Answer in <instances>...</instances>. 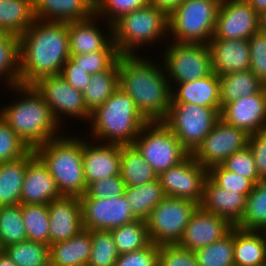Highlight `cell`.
Instances as JSON below:
<instances>
[{"label":"cell","mask_w":266,"mask_h":266,"mask_svg":"<svg viewBox=\"0 0 266 266\" xmlns=\"http://www.w3.org/2000/svg\"><path fill=\"white\" fill-rule=\"evenodd\" d=\"M110 232L119 255L140 250L151 243L146 221L143 220L122 225Z\"/></svg>","instance_id":"8d00e7d4"},{"label":"cell","mask_w":266,"mask_h":266,"mask_svg":"<svg viewBox=\"0 0 266 266\" xmlns=\"http://www.w3.org/2000/svg\"><path fill=\"white\" fill-rule=\"evenodd\" d=\"M158 266H198L194 252L178 244L159 245Z\"/></svg>","instance_id":"681fc988"},{"label":"cell","mask_w":266,"mask_h":266,"mask_svg":"<svg viewBox=\"0 0 266 266\" xmlns=\"http://www.w3.org/2000/svg\"><path fill=\"white\" fill-rule=\"evenodd\" d=\"M260 29V15L247 0H221L211 40H249Z\"/></svg>","instance_id":"2e32d148"},{"label":"cell","mask_w":266,"mask_h":266,"mask_svg":"<svg viewBox=\"0 0 266 266\" xmlns=\"http://www.w3.org/2000/svg\"><path fill=\"white\" fill-rule=\"evenodd\" d=\"M60 76L74 89L83 93L92 75L70 57L63 65Z\"/></svg>","instance_id":"db71d44e"},{"label":"cell","mask_w":266,"mask_h":266,"mask_svg":"<svg viewBox=\"0 0 266 266\" xmlns=\"http://www.w3.org/2000/svg\"><path fill=\"white\" fill-rule=\"evenodd\" d=\"M124 195L134 217L143 221L147 220L152 209L166 197L158 179L140 186L125 188Z\"/></svg>","instance_id":"836d02e7"},{"label":"cell","mask_w":266,"mask_h":266,"mask_svg":"<svg viewBox=\"0 0 266 266\" xmlns=\"http://www.w3.org/2000/svg\"><path fill=\"white\" fill-rule=\"evenodd\" d=\"M207 176L208 169L189 154L178 165L160 174L158 180L165 196L188 199L200 205Z\"/></svg>","instance_id":"5bb4252c"},{"label":"cell","mask_w":266,"mask_h":266,"mask_svg":"<svg viewBox=\"0 0 266 266\" xmlns=\"http://www.w3.org/2000/svg\"><path fill=\"white\" fill-rule=\"evenodd\" d=\"M62 197L47 166L35 155L27 164L21 194V204H49Z\"/></svg>","instance_id":"7402d4cb"},{"label":"cell","mask_w":266,"mask_h":266,"mask_svg":"<svg viewBox=\"0 0 266 266\" xmlns=\"http://www.w3.org/2000/svg\"><path fill=\"white\" fill-rule=\"evenodd\" d=\"M119 58L107 69L91 76L88 86L83 91V101L91 113L104 104L119 88Z\"/></svg>","instance_id":"f546056e"},{"label":"cell","mask_w":266,"mask_h":266,"mask_svg":"<svg viewBox=\"0 0 266 266\" xmlns=\"http://www.w3.org/2000/svg\"><path fill=\"white\" fill-rule=\"evenodd\" d=\"M82 223L85 230H107L132 223L137 219L132 214L125 195L109 199L80 197Z\"/></svg>","instance_id":"9a60e30c"},{"label":"cell","mask_w":266,"mask_h":266,"mask_svg":"<svg viewBox=\"0 0 266 266\" xmlns=\"http://www.w3.org/2000/svg\"><path fill=\"white\" fill-rule=\"evenodd\" d=\"M208 176L220 187L248 196L255 184L248 178L226 170L221 164L208 169Z\"/></svg>","instance_id":"f6af8a7d"},{"label":"cell","mask_w":266,"mask_h":266,"mask_svg":"<svg viewBox=\"0 0 266 266\" xmlns=\"http://www.w3.org/2000/svg\"><path fill=\"white\" fill-rule=\"evenodd\" d=\"M260 29L266 33V11L260 15Z\"/></svg>","instance_id":"680465c9"},{"label":"cell","mask_w":266,"mask_h":266,"mask_svg":"<svg viewBox=\"0 0 266 266\" xmlns=\"http://www.w3.org/2000/svg\"><path fill=\"white\" fill-rule=\"evenodd\" d=\"M159 245L150 243L148 246L119 255L115 266H158Z\"/></svg>","instance_id":"816d5d0a"},{"label":"cell","mask_w":266,"mask_h":266,"mask_svg":"<svg viewBox=\"0 0 266 266\" xmlns=\"http://www.w3.org/2000/svg\"><path fill=\"white\" fill-rule=\"evenodd\" d=\"M97 20L100 22L101 18L94 13L85 20L67 22L70 55L118 51L113 42L112 27H109L107 34H104V29L100 30V26L96 24Z\"/></svg>","instance_id":"ffe728a7"},{"label":"cell","mask_w":266,"mask_h":266,"mask_svg":"<svg viewBox=\"0 0 266 266\" xmlns=\"http://www.w3.org/2000/svg\"><path fill=\"white\" fill-rule=\"evenodd\" d=\"M16 266H50V245L25 240L3 249Z\"/></svg>","instance_id":"74e56055"},{"label":"cell","mask_w":266,"mask_h":266,"mask_svg":"<svg viewBox=\"0 0 266 266\" xmlns=\"http://www.w3.org/2000/svg\"><path fill=\"white\" fill-rule=\"evenodd\" d=\"M92 249L87 266H115L119 257L110 231L92 230Z\"/></svg>","instance_id":"b9f144b4"},{"label":"cell","mask_w":266,"mask_h":266,"mask_svg":"<svg viewBox=\"0 0 266 266\" xmlns=\"http://www.w3.org/2000/svg\"><path fill=\"white\" fill-rule=\"evenodd\" d=\"M147 122L129 95L118 88L104 104L91 112L89 130L91 139H97V142L133 145Z\"/></svg>","instance_id":"277c9868"},{"label":"cell","mask_w":266,"mask_h":266,"mask_svg":"<svg viewBox=\"0 0 266 266\" xmlns=\"http://www.w3.org/2000/svg\"><path fill=\"white\" fill-rule=\"evenodd\" d=\"M250 70L266 84V33L259 29L249 40Z\"/></svg>","instance_id":"7dc6e473"},{"label":"cell","mask_w":266,"mask_h":266,"mask_svg":"<svg viewBox=\"0 0 266 266\" xmlns=\"http://www.w3.org/2000/svg\"><path fill=\"white\" fill-rule=\"evenodd\" d=\"M233 258L235 266H265L266 243L261 234L234 226Z\"/></svg>","instance_id":"f1b7e54d"},{"label":"cell","mask_w":266,"mask_h":266,"mask_svg":"<svg viewBox=\"0 0 266 266\" xmlns=\"http://www.w3.org/2000/svg\"><path fill=\"white\" fill-rule=\"evenodd\" d=\"M35 155V151L31 150L24 157L0 163V206L21 204L27 164Z\"/></svg>","instance_id":"83f0119b"},{"label":"cell","mask_w":266,"mask_h":266,"mask_svg":"<svg viewBox=\"0 0 266 266\" xmlns=\"http://www.w3.org/2000/svg\"><path fill=\"white\" fill-rule=\"evenodd\" d=\"M31 150L0 116V163L24 157Z\"/></svg>","instance_id":"ee69618b"},{"label":"cell","mask_w":266,"mask_h":266,"mask_svg":"<svg viewBox=\"0 0 266 266\" xmlns=\"http://www.w3.org/2000/svg\"><path fill=\"white\" fill-rule=\"evenodd\" d=\"M149 5V0H97L95 14L106 21L108 28L122 15Z\"/></svg>","instance_id":"7bdbcfd3"},{"label":"cell","mask_w":266,"mask_h":266,"mask_svg":"<svg viewBox=\"0 0 266 266\" xmlns=\"http://www.w3.org/2000/svg\"><path fill=\"white\" fill-rule=\"evenodd\" d=\"M212 72L218 76L250 70L249 41L244 39L210 40Z\"/></svg>","instance_id":"603a6c76"},{"label":"cell","mask_w":266,"mask_h":266,"mask_svg":"<svg viewBox=\"0 0 266 266\" xmlns=\"http://www.w3.org/2000/svg\"><path fill=\"white\" fill-rule=\"evenodd\" d=\"M221 165L226 170L250 179L254 184L260 181L249 146L229 156Z\"/></svg>","instance_id":"bcb514c9"},{"label":"cell","mask_w":266,"mask_h":266,"mask_svg":"<svg viewBox=\"0 0 266 266\" xmlns=\"http://www.w3.org/2000/svg\"><path fill=\"white\" fill-rule=\"evenodd\" d=\"M70 58L67 22L35 20L19 36L20 85L60 75Z\"/></svg>","instance_id":"6da1fadb"},{"label":"cell","mask_w":266,"mask_h":266,"mask_svg":"<svg viewBox=\"0 0 266 266\" xmlns=\"http://www.w3.org/2000/svg\"><path fill=\"white\" fill-rule=\"evenodd\" d=\"M233 248L234 227L222 239L193 252L198 266H235Z\"/></svg>","instance_id":"ab89813d"},{"label":"cell","mask_w":266,"mask_h":266,"mask_svg":"<svg viewBox=\"0 0 266 266\" xmlns=\"http://www.w3.org/2000/svg\"><path fill=\"white\" fill-rule=\"evenodd\" d=\"M118 51H96L87 54L70 55V57L86 71L93 75L107 70L118 58Z\"/></svg>","instance_id":"c3c4849f"},{"label":"cell","mask_w":266,"mask_h":266,"mask_svg":"<svg viewBox=\"0 0 266 266\" xmlns=\"http://www.w3.org/2000/svg\"><path fill=\"white\" fill-rule=\"evenodd\" d=\"M33 86L44 97L60 126L64 116L89 122L91 113L84 104L82 92L74 89L60 75L40 78Z\"/></svg>","instance_id":"4fadbf2b"},{"label":"cell","mask_w":266,"mask_h":266,"mask_svg":"<svg viewBox=\"0 0 266 266\" xmlns=\"http://www.w3.org/2000/svg\"><path fill=\"white\" fill-rule=\"evenodd\" d=\"M120 176L125 187L140 186L158 179V175L146 162L134 145H121Z\"/></svg>","instance_id":"4dcf8cb0"},{"label":"cell","mask_w":266,"mask_h":266,"mask_svg":"<svg viewBox=\"0 0 266 266\" xmlns=\"http://www.w3.org/2000/svg\"><path fill=\"white\" fill-rule=\"evenodd\" d=\"M91 249V231L83 229L68 240L50 245V266H87Z\"/></svg>","instance_id":"4316f807"},{"label":"cell","mask_w":266,"mask_h":266,"mask_svg":"<svg viewBox=\"0 0 266 266\" xmlns=\"http://www.w3.org/2000/svg\"><path fill=\"white\" fill-rule=\"evenodd\" d=\"M226 123L249 135L266 129V87L260 92L226 104L220 113Z\"/></svg>","instance_id":"ac0fdd59"},{"label":"cell","mask_w":266,"mask_h":266,"mask_svg":"<svg viewBox=\"0 0 266 266\" xmlns=\"http://www.w3.org/2000/svg\"><path fill=\"white\" fill-rule=\"evenodd\" d=\"M219 78L221 110L226 104L254 95L265 87L251 70L225 74Z\"/></svg>","instance_id":"d6a6232c"},{"label":"cell","mask_w":266,"mask_h":266,"mask_svg":"<svg viewBox=\"0 0 266 266\" xmlns=\"http://www.w3.org/2000/svg\"><path fill=\"white\" fill-rule=\"evenodd\" d=\"M83 138V169L87 187L95 181L120 175L121 145L88 142ZM94 144V145H93Z\"/></svg>","instance_id":"44dd1931"},{"label":"cell","mask_w":266,"mask_h":266,"mask_svg":"<svg viewBox=\"0 0 266 266\" xmlns=\"http://www.w3.org/2000/svg\"><path fill=\"white\" fill-rule=\"evenodd\" d=\"M161 52H164L161 64L171 89L174 83L176 85L198 80L212 73L208 44H182L168 41L165 51Z\"/></svg>","instance_id":"30bf717a"},{"label":"cell","mask_w":266,"mask_h":266,"mask_svg":"<svg viewBox=\"0 0 266 266\" xmlns=\"http://www.w3.org/2000/svg\"><path fill=\"white\" fill-rule=\"evenodd\" d=\"M133 145L158 176L178 165L189 155L162 121L147 122Z\"/></svg>","instance_id":"9c48e42d"},{"label":"cell","mask_w":266,"mask_h":266,"mask_svg":"<svg viewBox=\"0 0 266 266\" xmlns=\"http://www.w3.org/2000/svg\"><path fill=\"white\" fill-rule=\"evenodd\" d=\"M27 240L21 204L0 206V250Z\"/></svg>","instance_id":"d590c367"},{"label":"cell","mask_w":266,"mask_h":266,"mask_svg":"<svg viewBox=\"0 0 266 266\" xmlns=\"http://www.w3.org/2000/svg\"><path fill=\"white\" fill-rule=\"evenodd\" d=\"M198 207L191 200L166 196L146 220L150 241L156 245L178 244Z\"/></svg>","instance_id":"8fae6325"},{"label":"cell","mask_w":266,"mask_h":266,"mask_svg":"<svg viewBox=\"0 0 266 266\" xmlns=\"http://www.w3.org/2000/svg\"><path fill=\"white\" fill-rule=\"evenodd\" d=\"M34 21L33 0H0V31L19 37Z\"/></svg>","instance_id":"1f68e13d"},{"label":"cell","mask_w":266,"mask_h":266,"mask_svg":"<svg viewBox=\"0 0 266 266\" xmlns=\"http://www.w3.org/2000/svg\"><path fill=\"white\" fill-rule=\"evenodd\" d=\"M250 3V6L261 15L266 11V0H247Z\"/></svg>","instance_id":"9f6ffc18"},{"label":"cell","mask_w":266,"mask_h":266,"mask_svg":"<svg viewBox=\"0 0 266 266\" xmlns=\"http://www.w3.org/2000/svg\"><path fill=\"white\" fill-rule=\"evenodd\" d=\"M136 55H119L118 84L148 122L163 121L172 101V89L161 64Z\"/></svg>","instance_id":"7a4b0ae2"},{"label":"cell","mask_w":266,"mask_h":266,"mask_svg":"<svg viewBox=\"0 0 266 266\" xmlns=\"http://www.w3.org/2000/svg\"><path fill=\"white\" fill-rule=\"evenodd\" d=\"M10 89L20 97L0 108V116L25 144L35 150L45 142L61 136L60 124L33 85H17Z\"/></svg>","instance_id":"3957f363"},{"label":"cell","mask_w":266,"mask_h":266,"mask_svg":"<svg viewBox=\"0 0 266 266\" xmlns=\"http://www.w3.org/2000/svg\"><path fill=\"white\" fill-rule=\"evenodd\" d=\"M35 20L73 22L95 13L92 0H33Z\"/></svg>","instance_id":"d4e9b609"},{"label":"cell","mask_w":266,"mask_h":266,"mask_svg":"<svg viewBox=\"0 0 266 266\" xmlns=\"http://www.w3.org/2000/svg\"><path fill=\"white\" fill-rule=\"evenodd\" d=\"M34 151L47 166L62 196L80 198L86 194L83 137L63 135L45 142Z\"/></svg>","instance_id":"5b68a950"},{"label":"cell","mask_w":266,"mask_h":266,"mask_svg":"<svg viewBox=\"0 0 266 266\" xmlns=\"http://www.w3.org/2000/svg\"><path fill=\"white\" fill-rule=\"evenodd\" d=\"M257 231L261 234L263 240H264L265 243H266V224H264V225H263L259 230H257Z\"/></svg>","instance_id":"91938a15"},{"label":"cell","mask_w":266,"mask_h":266,"mask_svg":"<svg viewBox=\"0 0 266 266\" xmlns=\"http://www.w3.org/2000/svg\"><path fill=\"white\" fill-rule=\"evenodd\" d=\"M0 80L6 83L7 88L20 85L19 37L2 31H0Z\"/></svg>","instance_id":"e575fe53"},{"label":"cell","mask_w":266,"mask_h":266,"mask_svg":"<svg viewBox=\"0 0 266 266\" xmlns=\"http://www.w3.org/2000/svg\"><path fill=\"white\" fill-rule=\"evenodd\" d=\"M221 108H207L191 103H171L167 117L162 121L193 154L211 132L220 117Z\"/></svg>","instance_id":"ba28073f"},{"label":"cell","mask_w":266,"mask_h":266,"mask_svg":"<svg viewBox=\"0 0 266 266\" xmlns=\"http://www.w3.org/2000/svg\"><path fill=\"white\" fill-rule=\"evenodd\" d=\"M173 88L171 103H191L207 108H221L220 78L214 72L198 80L176 84Z\"/></svg>","instance_id":"484cf974"},{"label":"cell","mask_w":266,"mask_h":266,"mask_svg":"<svg viewBox=\"0 0 266 266\" xmlns=\"http://www.w3.org/2000/svg\"><path fill=\"white\" fill-rule=\"evenodd\" d=\"M167 33L168 15L152 5L124 14L112 24L113 42L120 55H136L138 48L166 39Z\"/></svg>","instance_id":"8992f818"},{"label":"cell","mask_w":266,"mask_h":266,"mask_svg":"<svg viewBox=\"0 0 266 266\" xmlns=\"http://www.w3.org/2000/svg\"><path fill=\"white\" fill-rule=\"evenodd\" d=\"M125 183L120 175H113L91 183L86 190L90 198L109 199L124 195Z\"/></svg>","instance_id":"f907efd6"},{"label":"cell","mask_w":266,"mask_h":266,"mask_svg":"<svg viewBox=\"0 0 266 266\" xmlns=\"http://www.w3.org/2000/svg\"><path fill=\"white\" fill-rule=\"evenodd\" d=\"M264 224H266V180L255 184L253 191L247 196L244 215L235 227L257 231Z\"/></svg>","instance_id":"f35d334b"},{"label":"cell","mask_w":266,"mask_h":266,"mask_svg":"<svg viewBox=\"0 0 266 266\" xmlns=\"http://www.w3.org/2000/svg\"><path fill=\"white\" fill-rule=\"evenodd\" d=\"M248 146L252 151L260 181L266 180V129L251 134Z\"/></svg>","instance_id":"f5cc1de1"},{"label":"cell","mask_w":266,"mask_h":266,"mask_svg":"<svg viewBox=\"0 0 266 266\" xmlns=\"http://www.w3.org/2000/svg\"><path fill=\"white\" fill-rule=\"evenodd\" d=\"M247 196L218 186L209 176L204 184L203 210L226 218L235 226L243 217Z\"/></svg>","instance_id":"cb8c5ba5"},{"label":"cell","mask_w":266,"mask_h":266,"mask_svg":"<svg viewBox=\"0 0 266 266\" xmlns=\"http://www.w3.org/2000/svg\"><path fill=\"white\" fill-rule=\"evenodd\" d=\"M27 240L49 245V213L47 204H21Z\"/></svg>","instance_id":"60d3db41"},{"label":"cell","mask_w":266,"mask_h":266,"mask_svg":"<svg viewBox=\"0 0 266 266\" xmlns=\"http://www.w3.org/2000/svg\"><path fill=\"white\" fill-rule=\"evenodd\" d=\"M233 227L226 218L207 212L199 206L192 214L178 245L195 251L222 239Z\"/></svg>","instance_id":"e0dca14e"},{"label":"cell","mask_w":266,"mask_h":266,"mask_svg":"<svg viewBox=\"0 0 266 266\" xmlns=\"http://www.w3.org/2000/svg\"><path fill=\"white\" fill-rule=\"evenodd\" d=\"M221 0H185L169 16V34L176 43L208 44L213 38Z\"/></svg>","instance_id":"52a82bcc"},{"label":"cell","mask_w":266,"mask_h":266,"mask_svg":"<svg viewBox=\"0 0 266 266\" xmlns=\"http://www.w3.org/2000/svg\"><path fill=\"white\" fill-rule=\"evenodd\" d=\"M47 206L50 219L49 245L68 240L84 229L79 197L62 196Z\"/></svg>","instance_id":"d6986e66"},{"label":"cell","mask_w":266,"mask_h":266,"mask_svg":"<svg viewBox=\"0 0 266 266\" xmlns=\"http://www.w3.org/2000/svg\"><path fill=\"white\" fill-rule=\"evenodd\" d=\"M185 0H149V5L164 11L168 16Z\"/></svg>","instance_id":"11a10c76"},{"label":"cell","mask_w":266,"mask_h":266,"mask_svg":"<svg viewBox=\"0 0 266 266\" xmlns=\"http://www.w3.org/2000/svg\"><path fill=\"white\" fill-rule=\"evenodd\" d=\"M0 266H16L3 250H0Z\"/></svg>","instance_id":"6f0895ef"},{"label":"cell","mask_w":266,"mask_h":266,"mask_svg":"<svg viewBox=\"0 0 266 266\" xmlns=\"http://www.w3.org/2000/svg\"><path fill=\"white\" fill-rule=\"evenodd\" d=\"M250 135L221 118L192 154L203 167L222 164L229 156L248 147Z\"/></svg>","instance_id":"7c38bea8"}]
</instances>
